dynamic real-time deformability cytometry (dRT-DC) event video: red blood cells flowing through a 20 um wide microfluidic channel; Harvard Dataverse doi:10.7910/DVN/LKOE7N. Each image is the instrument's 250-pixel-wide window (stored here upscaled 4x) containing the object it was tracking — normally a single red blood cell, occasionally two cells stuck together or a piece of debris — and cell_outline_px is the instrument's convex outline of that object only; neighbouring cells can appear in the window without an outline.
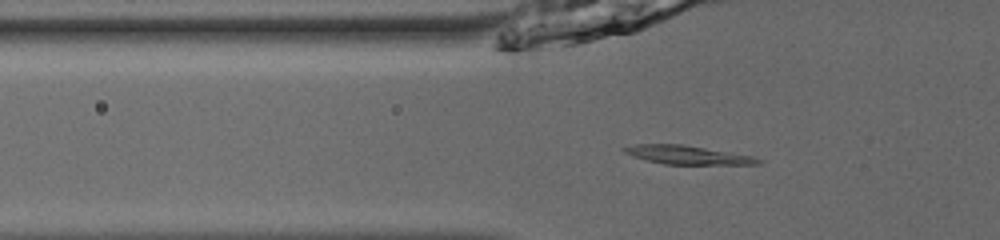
{"species": "common noctule bat (a hibernating species)", "species_latin": "Nyctalus noctula", "temperature_condition": "room temperature", "stored_images_in_passage": 35, "segment_of_instrument_passage": [1, 2], "camera_frame_rate_fps": 3000, "um_per_image_px": 0.085, "animal": {"sex": "male", "body_mass_g": 13.0, "forearm_length_mm": 53.1}, "frame": {"image": 1, "passage_image": 5, "time_ms": 1.333, "image_size_px": [1000, 240], "cell_outline_px": [[764, 160], [760, 164], [664, 164], [632, 156], [624, 152], [620, 148], [636, 144], [680, 144], [752, 156]], "centroid_in_image_um": [58.4, 13.17], "position_along_channel_um": 67.4, "area_um2": 14.28}}
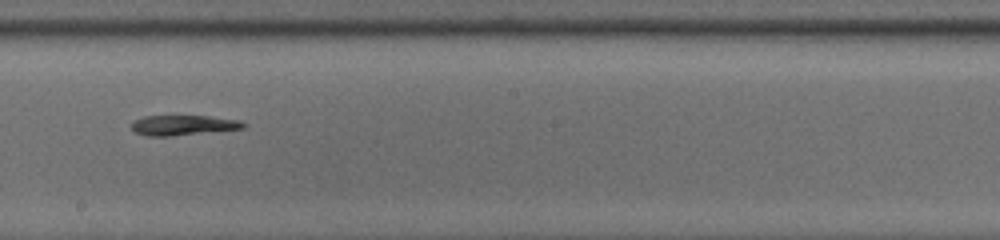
{"frame": {"image": 2, "passage_image": 18, "time_ms": 5.667, "image_size_px": [1000, 240], "cell_outline_px": [[248, 124], [244, 128], [172, 136], [148, 136], [136, 132], [132, 128], [132, 124], [136, 120], [144, 116], [208, 116], [240, 120]], "centroid_in_image_um": [15.61, 10.64], "position_along_channel_um": 232.6, "area_um2": 12.95}}
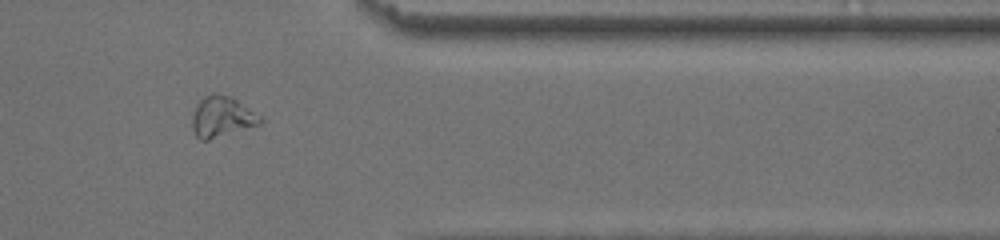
{"frame": {"image": 3, "passage_image": 31, "time_ms": 10.0, "image_size_px": [1000, 240], "cell_outline_px": [[264, 120], [260, 124], [208, 140], [200, 140], [196, 136], [192, 128], [192, 116], [196, 104], [204, 96], [216, 92], [228, 96], [236, 100], [260, 116]], "centroid_in_image_um": [18.82, 9.93], "position_along_channel_um": 392.6, "area_um2": 15.95}}